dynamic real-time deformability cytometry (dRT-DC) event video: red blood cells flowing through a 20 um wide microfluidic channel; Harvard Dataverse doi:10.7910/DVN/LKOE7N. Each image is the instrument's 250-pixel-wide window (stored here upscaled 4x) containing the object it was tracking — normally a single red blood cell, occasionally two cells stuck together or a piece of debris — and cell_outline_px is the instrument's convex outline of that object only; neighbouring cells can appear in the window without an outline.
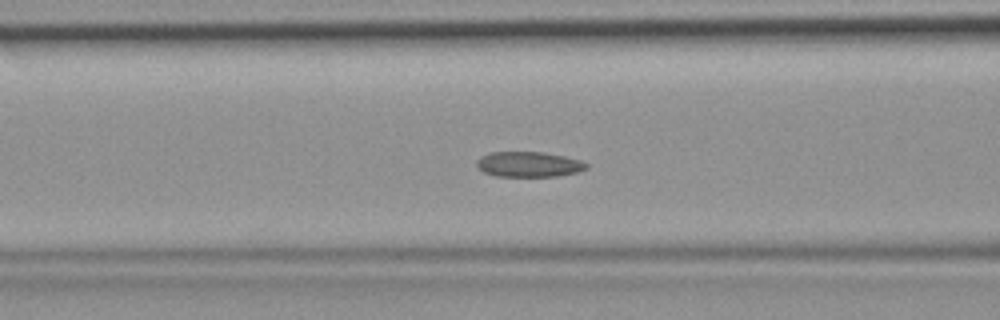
{"species": "common noctule bat (a hibernating species)", "species_latin": "Nyctalus noctula", "temperature_condition": "room temperature", "stored_images_in_passage": 47, "camera_frame_rate_fps": 3000, "um_per_image_px": 0.085, "animal": {"sex": "female", "body_mass_g": 19.9}, "frame": {"image": 1, "passage_image": 19, "time_ms": 6.0, "image_size_px": [1000, 320], "cell_outline_px": [[588, 168], [576, 172], [556, 176], [496, 176], [484, 172], [476, 164], [476, 160], [480, 156], [492, 152], [544, 152], [564, 156], [580, 160], [588, 164]], "centroid_in_image_um": [44.94, 13.96], "position_along_channel_um": 121.7, "area_um2": 16.07}}
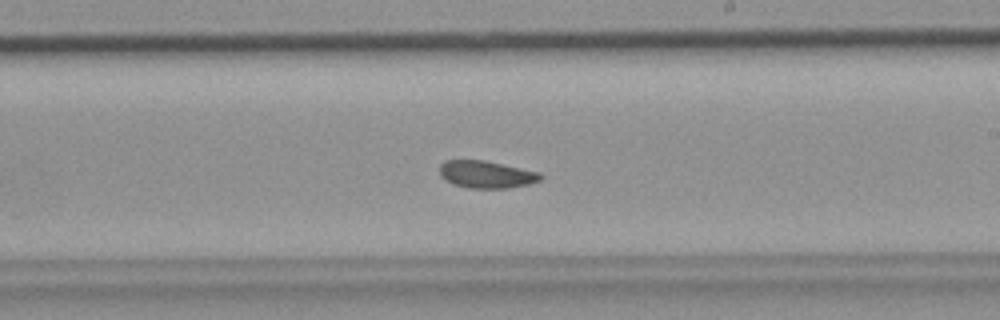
{"frame": {"image": 2, "passage_image": 28, "time_ms": 9.0, "image_size_px": [1000, 320], "cell_outline_px": [[544, 176], [540, 180], [528, 184], [508, 188], [468, 188], [444, 180], [440, 176], [440, 164], [444, 160], [484, 160], [540, 172]], "centroid_in_image_um": [41.34, 14.82], "position_along_channel_um": 247.7, "area_um2": 16.07}}
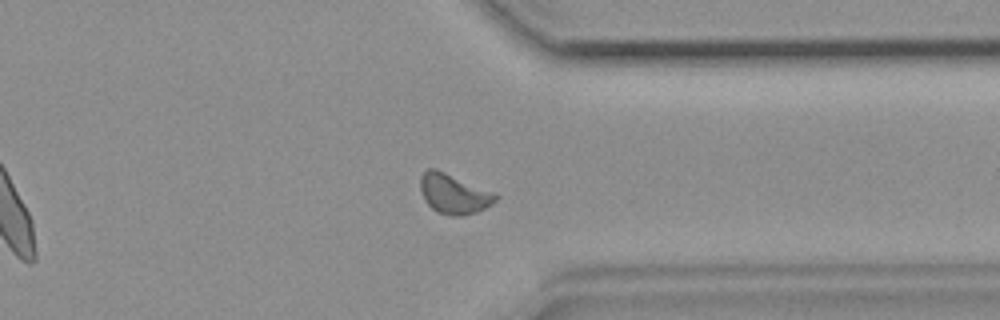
{"frame": {"image": 3, "passage_image": 37, "time_ms": 12.0, "image_size_px": [1000, 320], "cell_outline_px": [[500, 196], [492, 204], [476, 212], [464, 216], [448, 216], [436, 212], [424, 200], [420, 192], [420, 176], [428, 168], [436, 168], [496, 192]], "centroid_in_image_um": [38.58, 16.47], "position_along_channel_um": 372.8, "area_um2": 17.92}}